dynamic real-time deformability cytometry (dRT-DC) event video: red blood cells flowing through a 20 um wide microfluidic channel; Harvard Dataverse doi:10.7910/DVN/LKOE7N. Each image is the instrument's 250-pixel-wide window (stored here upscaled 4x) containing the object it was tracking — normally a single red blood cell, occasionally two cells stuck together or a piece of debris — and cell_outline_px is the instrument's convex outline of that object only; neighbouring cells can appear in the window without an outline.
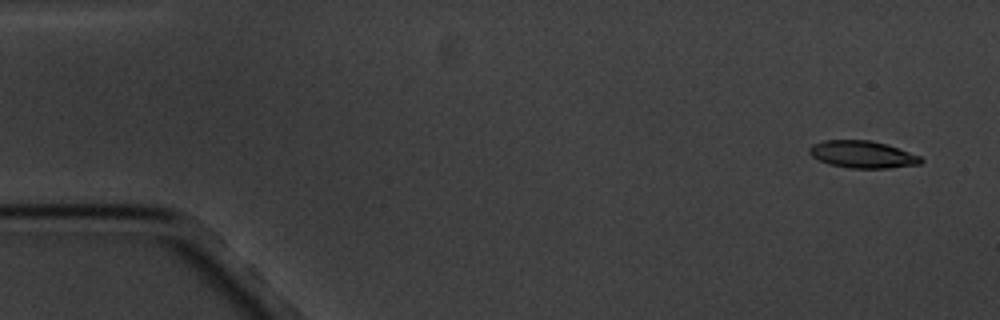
{"species": "common noctule bat (a hibernating species)", "species_latin": "Nyctalus noctula", "temperature_condition": "cold", "stored_images_in_passage": 4, "camera_frame_rate_fps": 3000, "um_per_image_px": 0.085, "animal": {"sex": "male", "body_mass_g": 20.1, "forearm_length_mm": 53.5}, "frame": {"image": 1, "passage_image": 1, "time_ms": 0.0, "image_size_px": [1000, 320], "cell_outline_px": [[924, 160], [920, 164], [888, 168], [848, 168], [828, 164], [812, 156], [808, 152], [808, 148], [812, 144], [824, 140], [872, 140], [888, 144], [920, 156]], "centroid_in_image_um": [73.3, 13.12], "position_along_channel_um": 11.7, "area_um2": 17.8}}
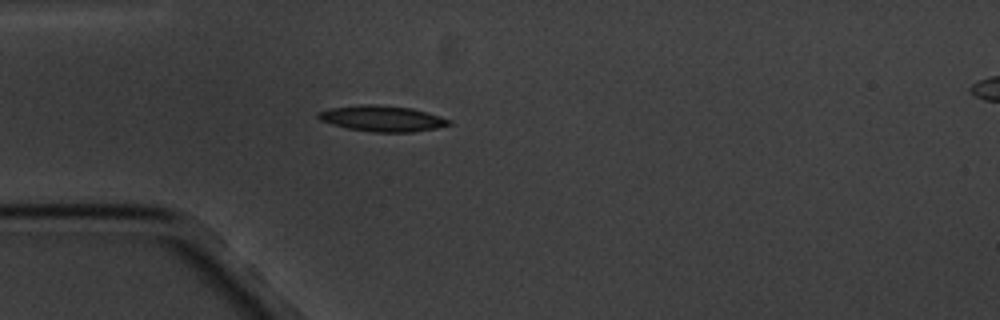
{"frame": {"image": 2, "passage_image": 4, "time_ms": 4.333, "image_size_px": [1000, 320], "cell_outline_px": [[452, 124], [436, 128], [412, 132], [372, 132], [348, 128], [332, 124], [320, 120], [316, 116], [316, 112], [328, 108], [360, 104], [376, 104], [412, 108], [440, 116], [452, 120]], "centroid_in_image_um": [32.46, 10.06], "position_along_channel_um": 52.5, "area_um2": 19.83}}